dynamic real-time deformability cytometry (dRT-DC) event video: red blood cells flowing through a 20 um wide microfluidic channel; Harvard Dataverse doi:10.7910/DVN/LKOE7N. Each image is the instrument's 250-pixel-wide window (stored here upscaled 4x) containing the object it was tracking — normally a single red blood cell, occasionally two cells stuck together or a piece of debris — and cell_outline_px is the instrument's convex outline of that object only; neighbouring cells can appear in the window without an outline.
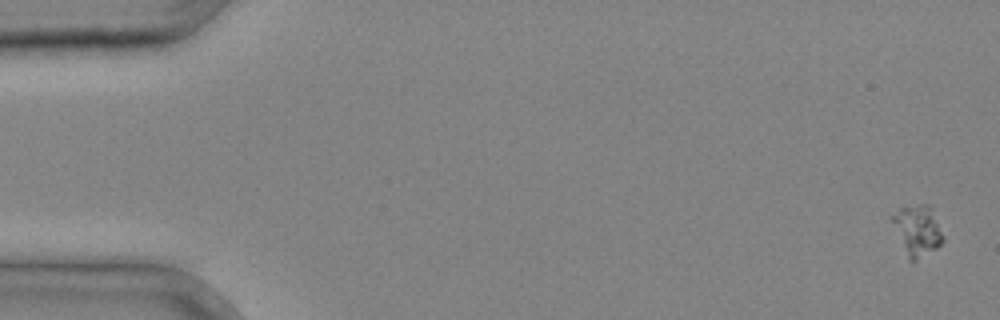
{"species": "common noctule bat (a hibernating species)", "species_latin": "Nyctalus noctula", "temperature_condition": "cold", "stored_images_in_passage": 37, "camera_frame_rate_fps": 3000, "um_per_image_px": 0.085, "animal": {"sex": "male", "body_mass_g": 20.4}, "frame": {"image": 1, "passage_image": 1, "time_ms": 0.0, "image_size_px": [1000, 320], "cell_outline_px": [[944, 240], [936, 248], [916, 260], [912, 260], [908, 256], [888, 216], [900, 208], [920, 204], [932, 204], [944, 236]], "centroid_in_image_um": [77.99, 19.5], "position_along_channel_um": 7.0, "area_um2": 14.97}}
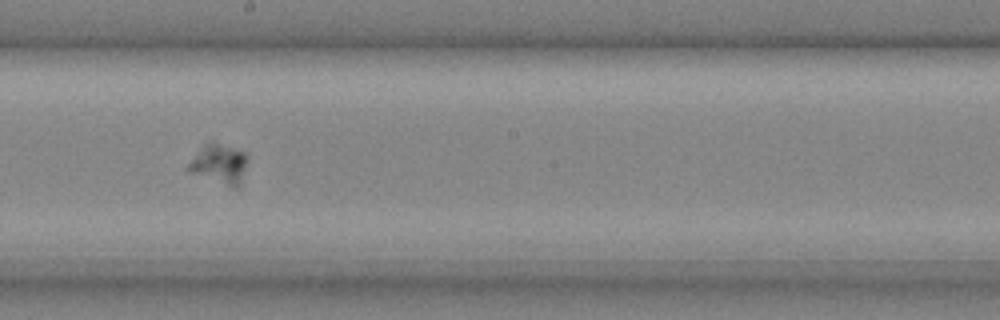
{"frame": {"image": 2, "passage_image": 22, "time_ms": 7.0, "image_size_px": [1000, 320], "cell_outline_px": [[244, 168], [240, 184], [236, 188], [232, 188], [192, 172], [184, 168], [204, 144], [208, 140], [244, 152]], "centroid_in_image_um": [18.58, 13.94], "position_along_channel_um": 229.6, "area_um2": 13.12}}
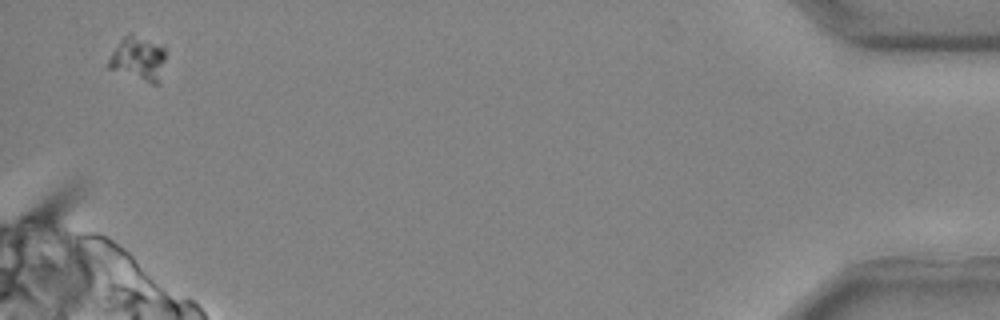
{"frame": {"image": 3, "passage_image": 37, "time_ms": 12.0, "image_size_px": [1000, 320], "cell_outline_px": [[164, 60], [160, 84], [152, 84], [108, 68], [104, 64], [120, 40], [128, 32], [132, 32], [164, 48]], "centroid_in_image_um": [11.71, 4.99], "position_along_channel_um": 423.5, "area_um2": 14.74}}